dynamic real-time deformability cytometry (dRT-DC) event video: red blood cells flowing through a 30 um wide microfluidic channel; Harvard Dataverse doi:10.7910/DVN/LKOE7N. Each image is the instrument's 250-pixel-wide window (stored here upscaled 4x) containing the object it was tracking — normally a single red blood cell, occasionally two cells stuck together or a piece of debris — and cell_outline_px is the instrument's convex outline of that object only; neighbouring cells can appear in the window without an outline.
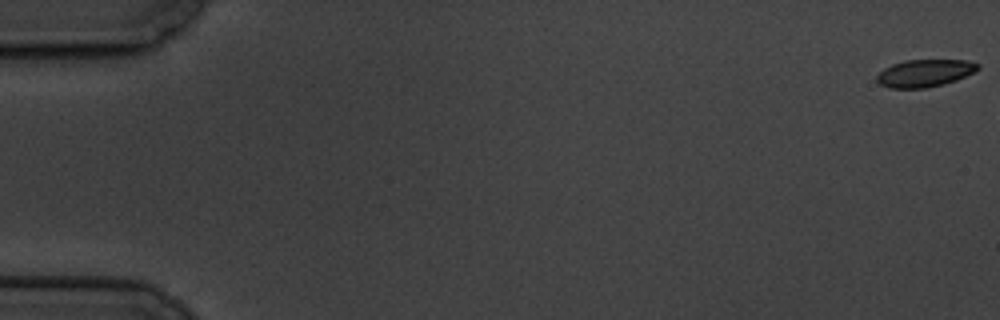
{"species": "common noctule bat (a hibernating species)", "species_latin": "Nyctalus noctula", "temperature_condition": "cold", "stored_images_in_passage": 3, "camera_frame_rate_fps": 3000, "um_per_image_px": 0.085, "animal": {"sex": "male", "body_mass_g": 19.5, "forearm_length_mm": 54.6}, "frame": {"image": 1, "passage_image": 1, "time_ms": 0.0, "image_size_px": [1000, 320], "cell_outline_px": [[980, 68], [956, 80], [924, 88], [888, 88], [880, 84], [876, 80], [876, 76], [884, 68], [892, 64], [904, 60], [968, 60], [980, 64]], "centroid_in_image_um": [78.57, 6.2], "position_along_channel_um": 6.4, "area_um2": 16.01}}